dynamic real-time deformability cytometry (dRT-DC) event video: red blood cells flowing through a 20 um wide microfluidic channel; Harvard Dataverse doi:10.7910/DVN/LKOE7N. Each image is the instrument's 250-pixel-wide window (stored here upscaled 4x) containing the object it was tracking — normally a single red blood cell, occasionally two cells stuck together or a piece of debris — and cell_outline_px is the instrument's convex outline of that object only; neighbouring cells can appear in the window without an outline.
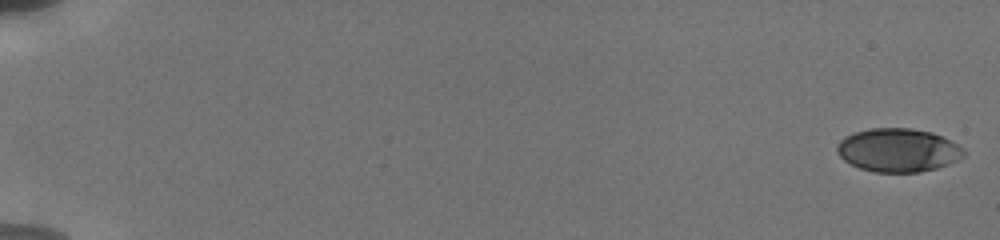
{"species": "human", "species_latin": "Homo sapiens", "temperature_condition": "cold", "stored_images_in_passage": 20, "camera_frame_rate_fps": 3000, "um_per_image_px": 0.085, "donor": {"sex": "male"}, "frame": {"image": 1, "passage_image": 1, "time_ms": 0.0, "image_size_px": [1000, 240], "cell_outline_px": [[968, 152], [964, 156], [948, 164], [936, 168], [920, 172], [872, 172], [860, 168], [844, 160], [840, 156], [836, 148], [840, 140], [844, 136], [856, 132], [872, 128], [912, 128], [932, 132], [964, 148]], "centroid_in_image_um": [76.34, 12.76], "position_along_channel_um": 8.7, "area_um2": 32.02}}
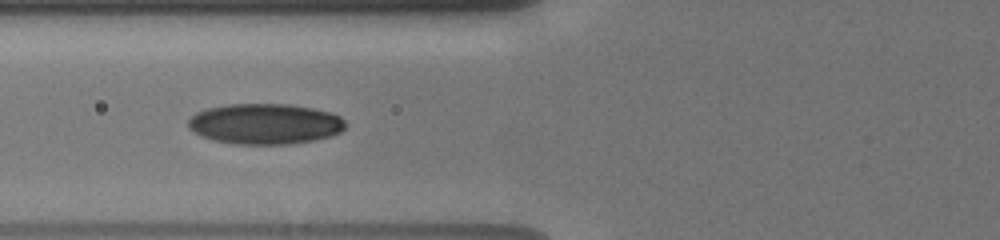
{"frame": {"image": 2, "passage_image": 11, "time_ms": 7.667, "image_size_px": [1000, 240], "cell_outline_px": [[344, 128], [340, 132], [332, 136], [292, 144], [232, 144], [212, 140], [200, 136], [188, 128], [188, 120], [196, 112], [208, 108], [228, 104], [292, 104], [332, 112], [340, 116], [344, 120]], "centroid_in_image_um": [22.51, 10.53], "position_along_channel_um": 103.3, "area_um2": 37.45}}
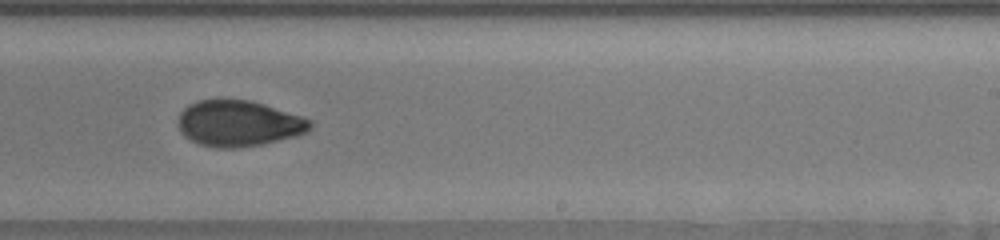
{"frame": {"image": 3, "passage_image": 19, "time_ms": 12.0, "image_size_px": [1000, 240], "cell_outline_px": [[312, 128], [308, 132], [296, 136], [264, 144], [236, 148], [216, 148], [200, 144], [184, 136], [180, 132], [176, 124], [180, 112], [188, 104], [196, 100], [220, 96], [248, 100], [264, 104], [304, 116], [312, 120]], "centroid_in_image_um": [20.26, 10.45], "position_along_channel_um": 268.7, "area_um2": 36.53}}